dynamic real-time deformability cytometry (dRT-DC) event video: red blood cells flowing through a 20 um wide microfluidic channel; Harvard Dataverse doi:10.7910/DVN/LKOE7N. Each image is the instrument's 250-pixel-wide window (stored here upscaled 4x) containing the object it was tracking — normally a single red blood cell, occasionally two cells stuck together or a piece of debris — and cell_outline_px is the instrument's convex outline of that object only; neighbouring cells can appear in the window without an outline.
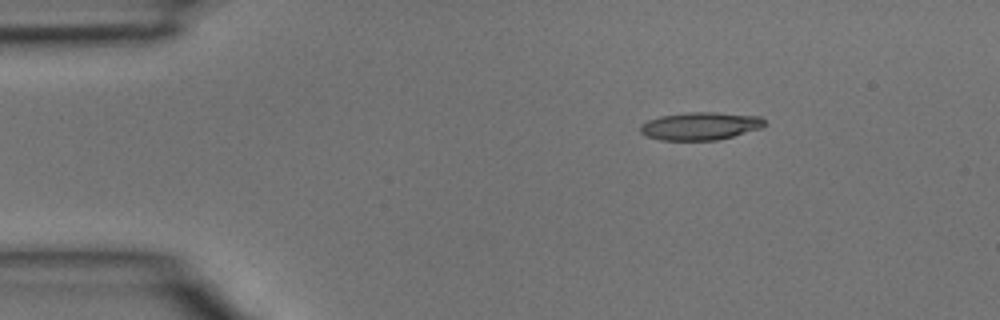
{"species": "common noctule bat (a hibernating species)", "species_latin": "Nyctalus noctula", "temperature_condition": "room temperature", "stored_images_in_passage": 5, "camera_frame_rate_fps": 3000, "um_per_image_px": 0.085, "animal": {"sex": "male", "body_mass_g": 15.6}, "frame": {"image": 1, "passage_image": 2, "time_ms": 0.333, "image_size_px": [1000, 320], "cell_outline_px": [[764, 124], [760, 128], [732, 136], [716, 140], [660, 140], [644, 136], [640, 132], [640, 124], [648, 120], [660, 116], [692, 112], [716, 112], [760, 116], [764, 120]], "centroid_in_image_um": [59.47, 10.71], "position_along_channel_um": 25.5, "area_um2": 20.06}}
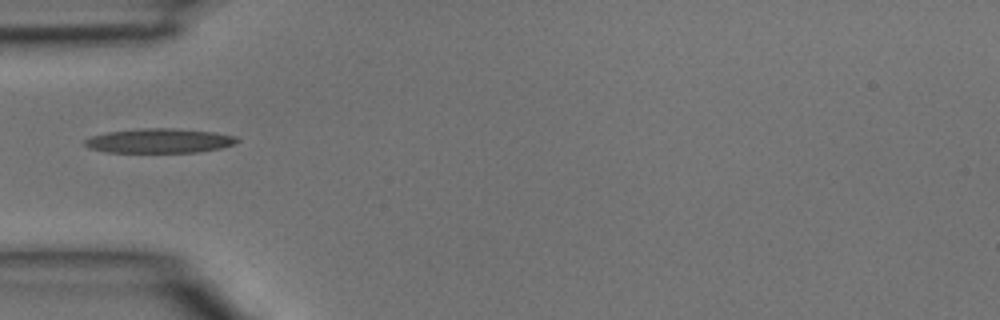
{"frame": {"image": 2, "passage_image": 4, "time_ms": 1.0, "image_size_px": [1000, 320], "cell_outline_px": [[240, 140], [232, 144], [220, 148], [196, 152], [108, 152], [88, 148], [84, 144], [84, 140], [92, 136], [108, 132], [140, 128], [176, 128], [212, 132], [236, 136]], "centroid_in_image_um": [13.52, 11.96], "position_along_channel_um": 71.5, "area_um2": 21.56}}